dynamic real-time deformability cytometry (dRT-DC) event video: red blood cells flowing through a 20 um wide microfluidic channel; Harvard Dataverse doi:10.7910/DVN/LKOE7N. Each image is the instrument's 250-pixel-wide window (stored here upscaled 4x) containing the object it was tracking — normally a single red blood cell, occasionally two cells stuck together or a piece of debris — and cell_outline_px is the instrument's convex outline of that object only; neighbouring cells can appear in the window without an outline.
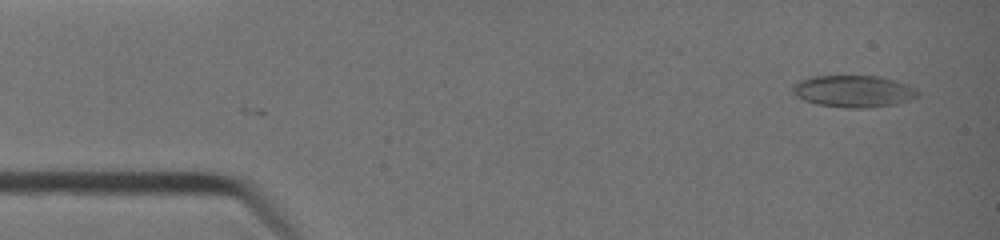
{"species": "common noctule bat (a hibernating species)", "species_latin": "Nyctalus noctula", "temperature_condition": "warm", "stored_images_in_passage": 38, "camera_frame_rate_fps": 3000, "um_per_image_px": 0.085, "animal": {"sex": "female", "body_mass_g": 19.0, "forearm_length_mm": 51.5}, "frame": {"image": 1, "passage_image": 1, "time_ms": 0.0, "image_size_px": [1000, 240], "cell_outline_px": [[920, 96], [912, 100], [896, 104], [868, 108], [844, 108], [816, 104], [804, 100], [796, 96], [792, 92], [792, 84], [800, 80], [812, 76], [876, 76], [896, 80], [908, 84], [916, 88], [920, 92]], "centroid_in_image_um": [72.59, 7.76], "position_along_channel_um": 12.4, "area_um2": 23.7}}
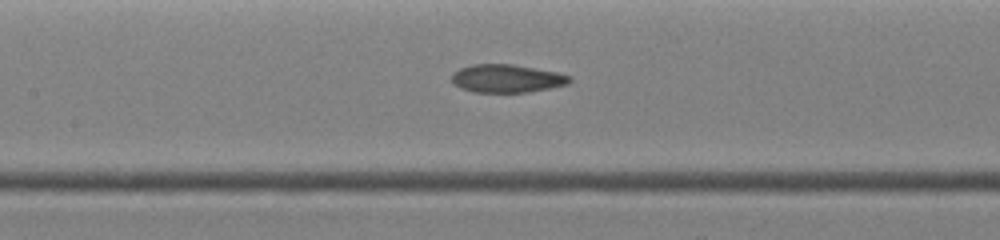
{"frame": {"image": 2, "passage_image": 17, "time_ms": 5.333, "image_size_px": [1000, 240], "cell_outline_px": [[572, 80], [568, 84], [528, 92], [472, 92], [460, 88], [452, 80], [452, 72], [460, 68], [472, 64], [512, 64], [556, 72], [572, 76]], "centroid_in_image_um": [43.07, 6.67], "position_along_channel_um": 164.3, "area_um2": 19.25}}
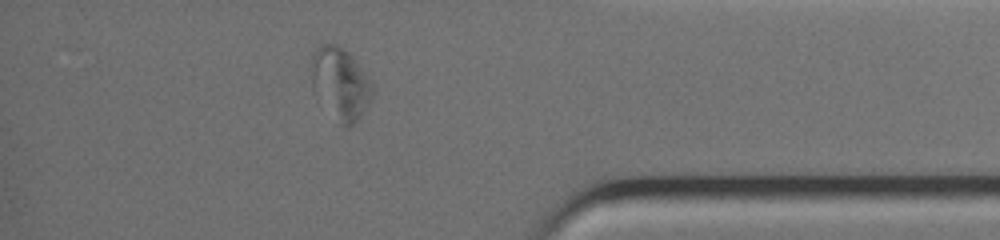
{"frame": {"image": 3, "passage_image": 33, "time_ms": 10.667, "image_size_px": [1000, 240], "cell_outline_px": [[376, 92], [360, 116], [352, 124], [336, 124], [312, 88], [312, 56], [316, 48], [320, 44], [336, 44], [348, 52], [356, 60], [372, 84]], "centroid_in_image_um": [28.94, 7.1], "position_along_channel_um": 406.3, "area_um2": 25.49}, "authors_computed_cell_mechanics": {"area_um2": 20.8947, "velocity_mm_per_s": 4.7925, "shape_relaxation_time_tau1_ms": null, "shape_relaxation_time_tau2_ms": 1.9315, "deformation_change_tau1": null, "deformation_change_tau2": 0.0709}}